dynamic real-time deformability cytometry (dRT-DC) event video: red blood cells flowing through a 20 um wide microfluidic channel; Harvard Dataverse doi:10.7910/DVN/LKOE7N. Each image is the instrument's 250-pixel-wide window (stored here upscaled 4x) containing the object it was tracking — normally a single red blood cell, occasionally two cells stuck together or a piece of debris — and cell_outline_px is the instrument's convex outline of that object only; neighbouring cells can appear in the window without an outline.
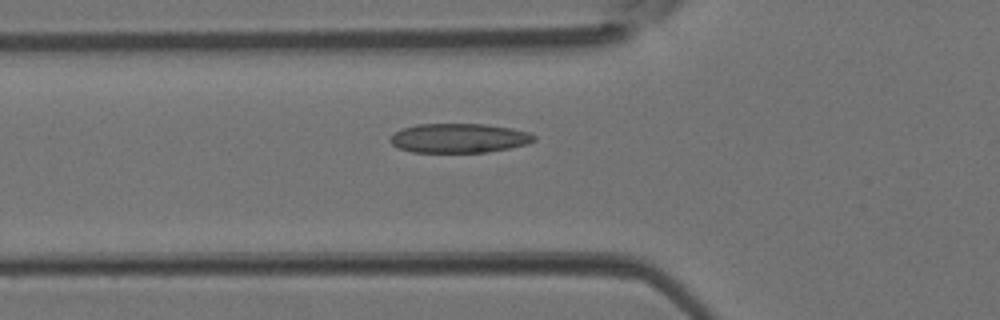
{"species": "Egyptian fruit bat (a non-hibernating species)", "species_latin": "Rousettus aegyptiacus", "temperature_condition": "room temperature", "stored_images_in_passage": 34, "camera_frame_rate_fps": 3000, "um_per_image_px": 0.085, "animal": {"sex": "female"}, "frame": {"image": 1, "passage_image": 6, "time_ms": 1.667, "image_size_px": [1000, 320], "cell_outline_px": [[536, 140], [528, 144], [488, 152], [412, 152], [400, 148], [392, 144], [392, 136], [400, 128], [416, 124], [484, 124], [512, 128], [528, 132], [536, 136]], "centroid_in_image_um": [39.05, 11.73], "position_along_channel_um": 86.8, "area_um2": 24.51}}
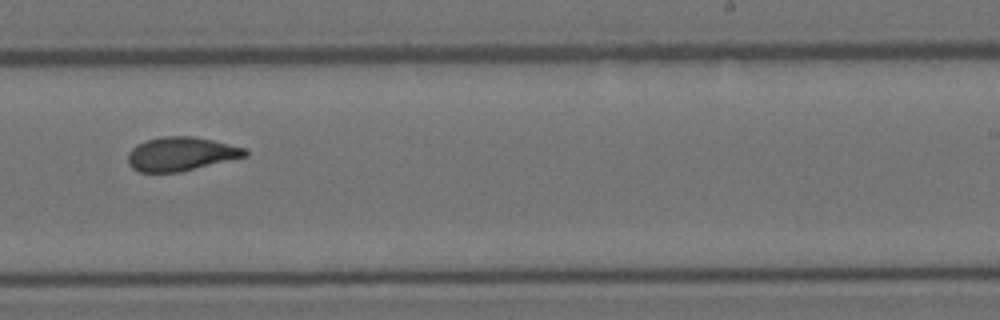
{"frame": {"image": 2, "passage_image": 18, "time_ms": 5.667, "image_size_px": [1000, 320], "cell_outline_px": [[248, 156], [180, 172], [140, 172], [132, 168], [128, 164], [128, 152], [136, 144], [160, 136], [192, 136], [212, 140], [248, 148]], "centroid_in_image_um": [15.4, 13.08], "position_along_channel_um": 273.6, "area_um2": 23.24}}
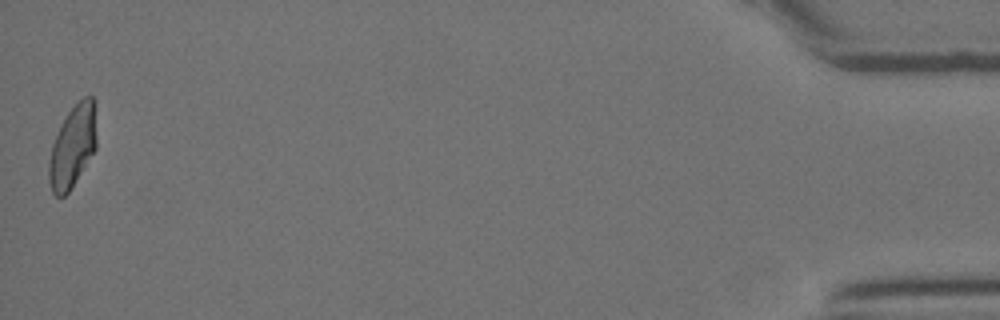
{"frame": {"image": 3, "passage_image": 34, "time_ms": 11.0, "image_size_px": [1000, 320], "cell_outline_px": [[96, 148], [68, 192], [64, 196], [56, 196], [52, 192], [48, 180], [48, 160], [52, 144], [68, 112], [84, 96], [92, 96], [96, 136]], "centroid_in_image_um": [6.14, 12.49], "position_along_channel_um": 429.1, "area_um2": 22.2}}